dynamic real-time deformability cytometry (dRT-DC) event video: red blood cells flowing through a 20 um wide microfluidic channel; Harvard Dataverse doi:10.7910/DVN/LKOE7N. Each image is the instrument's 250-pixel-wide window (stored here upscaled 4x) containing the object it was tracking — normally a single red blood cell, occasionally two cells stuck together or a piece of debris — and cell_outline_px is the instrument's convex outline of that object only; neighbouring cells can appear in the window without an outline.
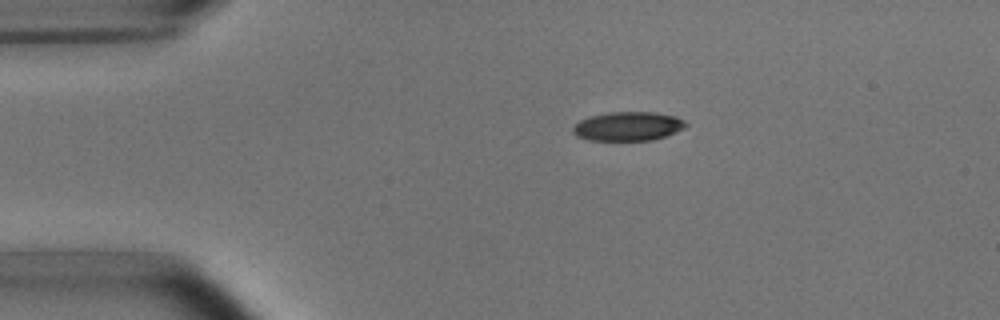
{"species": "common noctule bat (a hibernating species)", "species_latin": "Nyctalus noctula", "temperature_condition": "room temperature", "stored_images_in_passage": 4, "camera_frame_rate_fps": 3000, "um_per_image_px": 0.085, "animal": {"sex": "male", "body_mass_g": 15.6}, "frame": {"image": 1, "passage_image": 1, "time_ms": 0.0, "image_size_px": [1000, 320], "cell_outline_px": [[688, 124], [684, 128], [664, 136], [652, 140], [588, 140], [576, 136], [572, 132], [572, 128], [580, 120], [588, 116], [608, 112], [656, 112], [676, 116], [684, 120]], "centroid_in_image_um": [53.36, 10.72], "position_along_channel_um": 31.6, "area_um2": 19.13}}
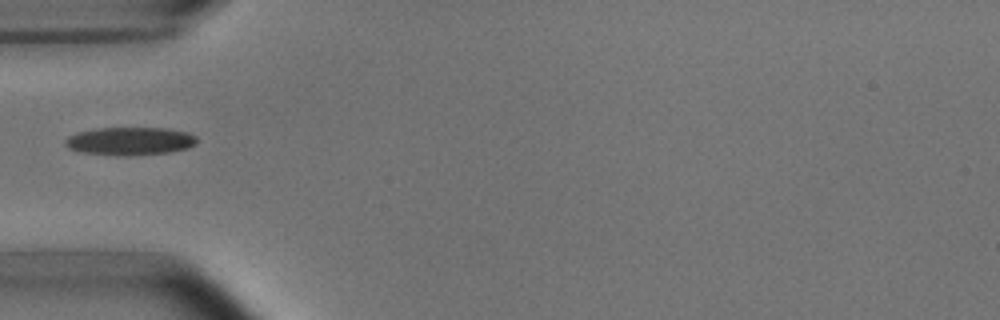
{"frame": {"image": 2, "passage_image": 3, "time_ms": 2.333, "image_size_px": [1000, 320], "cell_outline_px": [[196, 144], [188, 148], [168, 152], [128, 156], [124, 156], [84, 152], [68, 148], [64, 144], [64, 140], [68, 136], [76, 132], [96, 128], [168, 128], [188, 132], [196, 136]], "centroid_in_image_um": [11.04, 11.98], "position_along_channel_um": 74.0, "area_um2": 21.56}}